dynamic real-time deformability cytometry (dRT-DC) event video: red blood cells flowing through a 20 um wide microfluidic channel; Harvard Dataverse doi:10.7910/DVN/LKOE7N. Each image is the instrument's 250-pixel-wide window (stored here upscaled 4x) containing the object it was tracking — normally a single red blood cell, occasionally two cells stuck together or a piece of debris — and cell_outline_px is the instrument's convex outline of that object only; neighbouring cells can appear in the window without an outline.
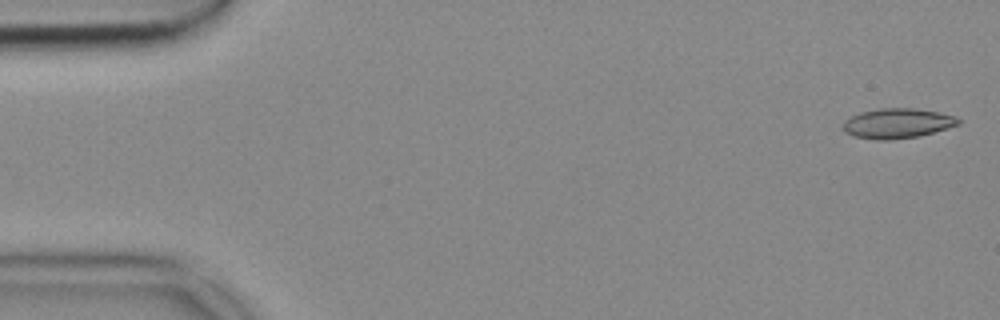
{"species": "common noctule bat (a hibernating species)", "species_latin": "Nyctalus noctula", "temperature_condition": "cold", "stored_images_in_passage": 52, "camera_frame_rate_fps": 3000, "um_per_image_px": 0.085, "animal": {"sex": "female", "body_mass_g": 18.4}, "frame": {"image": 1, "passage_image": 1, "time_ms": 0.0, "image_size_px": [1000, 320], "cell_outline_px": [[960, 124], [920, 136], [888, 140], [876, 140], [852, 136], [844, 132], [844, 120], [860, 112], [880, 108], [916, 108], [940, 112], [956, 116], [960, 120]], "centroid_in_image_um": [76.28, 10.48], "position_along_channel_um": 8.7, "area_um2": 20.23}}
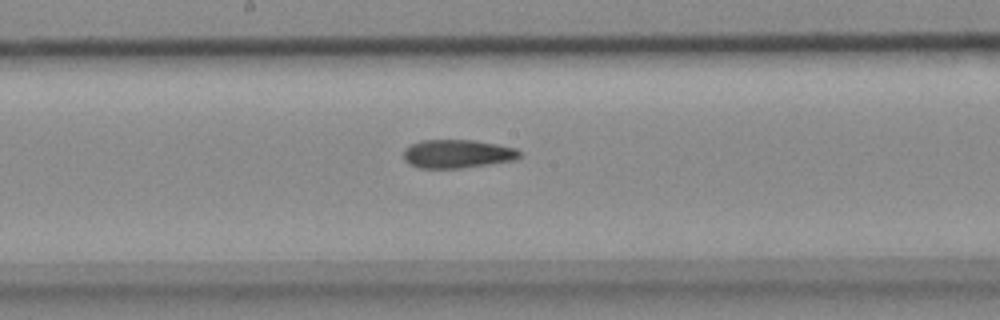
{"frame": {"image": 2, "passage_image": 27, "time_ms": 8.667, "image_size_px": [1000, 320], "cell_outline_px": [[520, 156], [516, 160], [460, 168], [420, 168], [408, 164], [404, 160], [404, 148], [420, 140], [472, 140], [496, 144], [516, 148], [520, 152]], "centroid_in_image_um": [38.85, 13.08], "position_along_channel_um": 209.3, "area_um2": 19.25}}
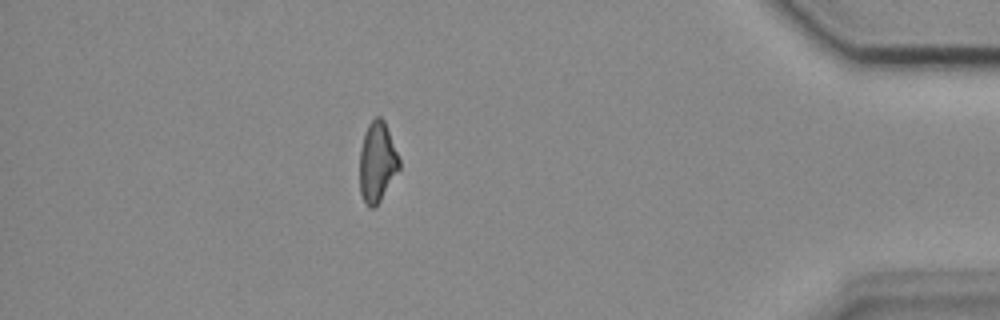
{"frame": {"image": 3, "passage_image": 46, "time_ms": 15.0, "image_size_px": [1000, 320], "cell_outline_px": [[400, 168], [380, 200], [372, 208], [368, 208], [360, 192], [360, 152], [364, 132], [368, 124], [376, 116], [380, 116], [384, 120], [400, 160]], "centroid_in_image_um": [32.06, 13.75], "position_along_channel_um": 403.1, "area_um2": 18.26}}